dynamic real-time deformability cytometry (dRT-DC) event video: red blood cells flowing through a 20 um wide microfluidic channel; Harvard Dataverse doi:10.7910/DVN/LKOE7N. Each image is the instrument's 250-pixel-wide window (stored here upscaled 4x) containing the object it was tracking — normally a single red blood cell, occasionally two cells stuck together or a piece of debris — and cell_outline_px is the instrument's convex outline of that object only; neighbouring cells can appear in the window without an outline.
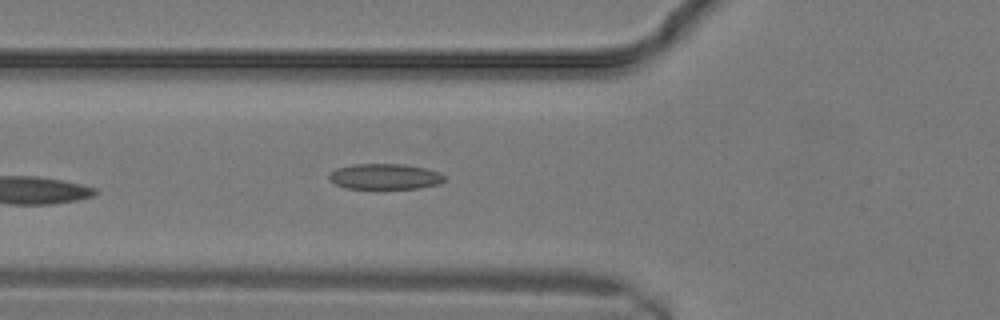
{"species": "common noctule bat (a hibernating species)", "species_latin": "Nyctalus noctula", "temperature_condition": "warm", "stored_images_in_passage": 7, "camera_frame_rate_fps": 3000, "um_per_image_px": 0.085, "animal": {"sex": "male", "body_mass_g": 19.2, "forearm_length_mm": 51.8}, "frame": {"image": 1, "passage_image": 7, "time_ms": 2.0, "image_size_px": [1000, 320], "cell_outline_px": [[448, 176], [440, 184], [420, 188], [344, 188], [328, 180], [328, 176], [336, 168], [352, 164], [404, 164], [424, 168], [440, 172]], "centroid_in_image_um": [32.74, 15.0], "position_along_channel_um": 93.1, "area_um2": 17.34}}